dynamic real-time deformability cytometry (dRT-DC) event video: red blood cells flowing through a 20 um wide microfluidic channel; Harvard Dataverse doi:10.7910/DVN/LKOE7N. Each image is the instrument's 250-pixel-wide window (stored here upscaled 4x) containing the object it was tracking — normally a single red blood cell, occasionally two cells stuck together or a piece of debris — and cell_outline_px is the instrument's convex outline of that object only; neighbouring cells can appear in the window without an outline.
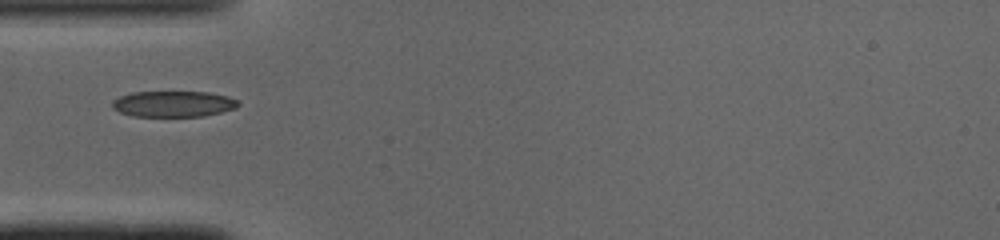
{"species": "common noctule bat (a hibernating species)", "species_latin": "Nyctalus noctula", "temperature_condition": "cold", "stored_images_in_passage": 35, "camera_frame_rate_fps": 3000, "um_per_image_px": 0.085, "animal": {"sex": "male", "body_mass_g": 19.0, "forearm_length_mm": 50.8}, "frame": {"image": 1, "passage_image": 1, "time_ms": 0.0, "image_size_px": [1000, 240], "cell_outline_px": [[240, 104], [236, 108], [204, 116], [132, 116], [120, 112], [112, 108], [112, 100], [120, 96], [132, 92], [208, 92], [228, 96], [236, 100]], "centroid_in_image_um": [14.72, 8.83], "position_along_channel_um": 70.3, "area_um2": 19.02}}
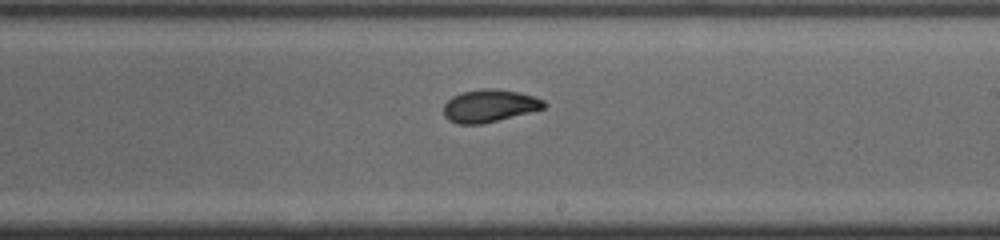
{"frame": {"image": 2, "passage_image": 14, "time_ms": 4.333, "image_size_px": [1000, 240], "cell_outline_px": [[548, 104], [544, 108], [480, 124], [456, 124], [448, 120], [444, 116], [444, 104], [452, 96], [460, 92], [484, 88], [492, 88], [516, 92], [532, 96], [544, 100]], "centroid_in_image_um": [41.55, 8.99], "position_along_channel_um": 247.4, "area_um2": 18.84}}
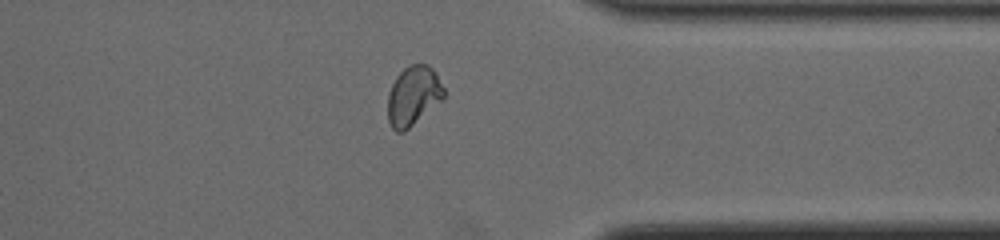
{"frame": {"image": 3, "passage_image": 24, "time_ms": 7.667, "image_size_px": [1000, 240], "cell_outline_px": [[444, 100], [404, 132], [396, 132], [392, 128], [388, 120], [388, 92], [396, 76], [408, 64], [428, 64], [432, 68], [444, 88]], "centroid_in_image_um": [35.13, 8.15], "position_along_channel_um": 376.3, "area_um2": 19.65}}